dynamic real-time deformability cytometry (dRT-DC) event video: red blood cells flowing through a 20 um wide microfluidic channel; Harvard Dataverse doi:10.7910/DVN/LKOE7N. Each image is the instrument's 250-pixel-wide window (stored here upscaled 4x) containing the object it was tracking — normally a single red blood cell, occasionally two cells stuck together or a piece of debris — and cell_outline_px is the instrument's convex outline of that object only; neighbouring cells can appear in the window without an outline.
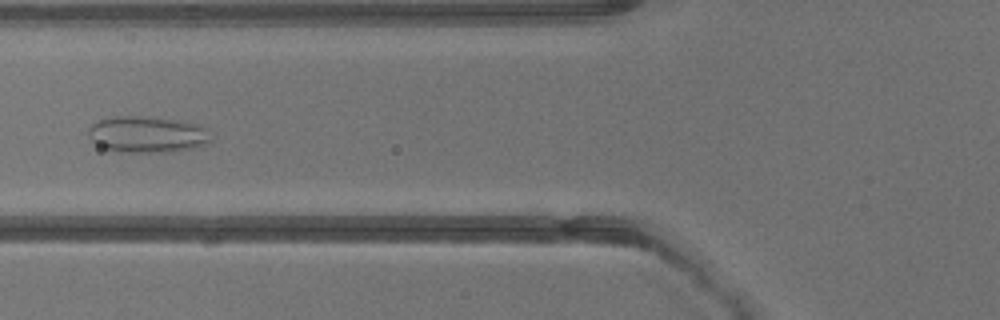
{"species": "common noctule bat (a hibernating species)", "species_latin": "Nyctalus noctula", "temperature_condition": "warm", "stored_images_in_passage": 37, "camera_frame_rate_fps": 3000, "um_per_image_px": 0.085, "animal": {"sex": "male", "body_mass_g": 13.3}, "frame": {"image": 1, "passage_image": 13, "time_ms": 4.0, "image_size_px": [1000, 320], "cell_outline_px": [[208, 144], [192, 148], [172, 152], [116, 152], [100, 148], [88, 136], [88, 128], [92, 124], [100, 120], [112, 116], [152, 116], [196, 124], [208, 128]], "centroid_in_image_um": [12.46, 11.43], "position_along_channel_um": 113.3, "area_um2": 26.18}}
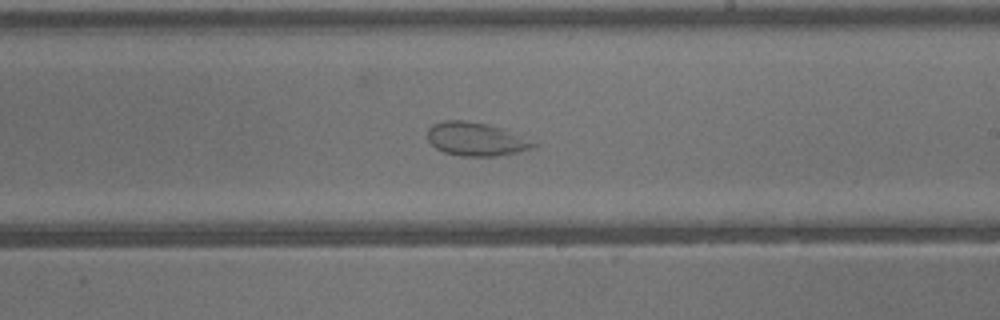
{"frame": {"image": 2, "passage_image": 21, "time_ms": 6.667, "image_size_px": [1000, 320], "cell_outline_px": [[536, 144], [528, 148], [516, 152], [496, 156], [460, 156], [444, 152], [436, 148], [428, 140], [428, 128], [432, 124], [444, 120], [464, 120], [488, 124], [500, 128]], "centroid_in_image_um": [40.33, 11.82], "position_along_channel_um": 248.7, "area_um2": 20.06}}
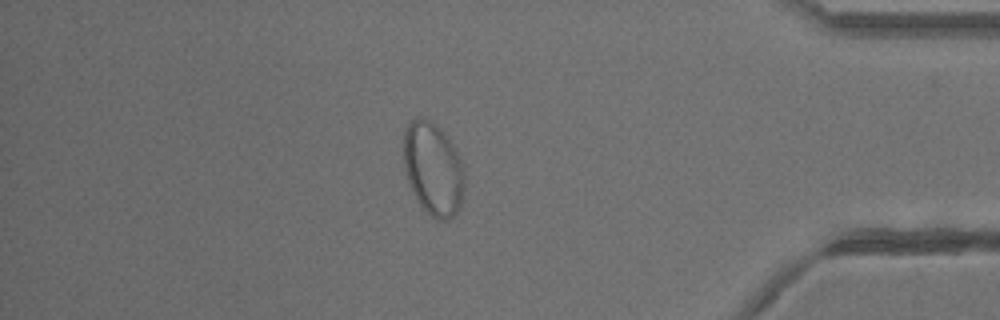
{"frame": {"image": 3, "passage_image": 32, "time_ms": 10.333, "image_size_px": [1000, 320], "cell_outline_px": [[464, 188], [460, 204], [456, 212], [448, 220], [436, 220], [420, 204], [412, 192], [408, 180], [404, 164], [404, 132], [408, 124], [412, 120], [420, 116], [436, 124], [444, 132], [456, 148], [464, 164]], "centroid_in_image_um": [36.84, 14.33], "position_along_channel_um": 398.4, "area_um2": 33.06}}